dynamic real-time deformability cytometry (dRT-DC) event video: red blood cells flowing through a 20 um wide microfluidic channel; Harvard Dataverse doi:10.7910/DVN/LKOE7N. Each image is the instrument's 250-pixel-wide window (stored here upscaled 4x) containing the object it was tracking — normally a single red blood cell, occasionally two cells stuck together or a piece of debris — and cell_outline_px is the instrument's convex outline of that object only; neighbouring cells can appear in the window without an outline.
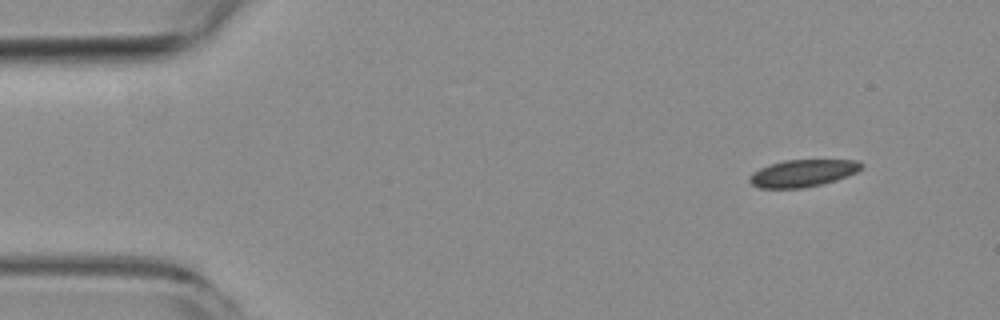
{"species": "common noctule bat (a hibernating species)", "species_latin": "Nyctalus noctula", "temperature_condition": "room temperature", "stored_images_in_passage": 4, "camera_frame_rate_fps": 3000, "um_per_image_px": 0.085, "animal": {"sex": "female", "body_mass_g": 19.3, "forearm_length_mm": 54.1}, "frame": {"image": 1, "passage_image": 1, "time_ms": 0.0, "image_size_px": [1000, 320], "cell_outline_px": [[864, 164], [856, 172], [836, 180], [804, 188], [760, 188], [752, 184], [748, 180], [748, 176], [752, 172], [760, 168], [784, 160], [856, 160]], "centroid_in_image_um": [68.2, 14.72], "position_along_channel_um": 16.8, "area_um2": 17.57}}